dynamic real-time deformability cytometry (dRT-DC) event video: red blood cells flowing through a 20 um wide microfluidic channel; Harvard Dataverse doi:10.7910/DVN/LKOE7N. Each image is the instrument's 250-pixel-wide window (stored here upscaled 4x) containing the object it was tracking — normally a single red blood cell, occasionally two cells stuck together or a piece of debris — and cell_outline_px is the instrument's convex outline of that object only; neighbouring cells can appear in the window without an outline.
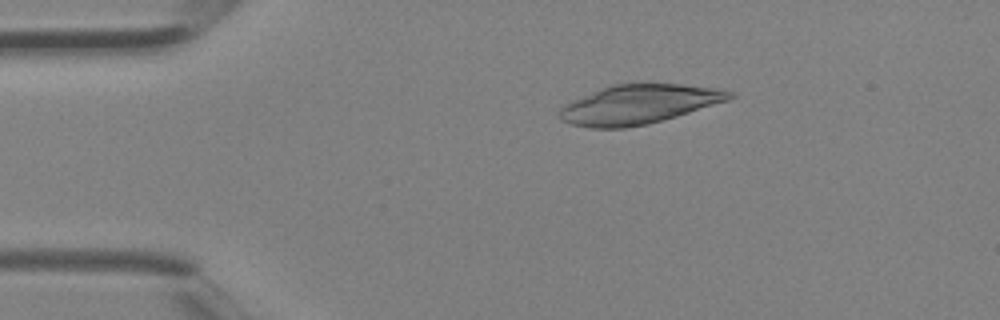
{"species": "Egyptian fruit bat (a non-hibernating species)", "species_latin": "Rousettus aegyptiacus", "temperature_condition": "room temperature", "stored_images_in_passage": 3, "camera_frame_rate_fps": 3000, "um_per_image_px": 0.085, "animal": {"sex": "female"}, "frame": {"image": 1, "passage_image": 3, "time_ms": 0.667, "image_size_px": [1000, 320], "cell_outline_px": [[736, 96], [728, 100], [676, 116], [648, 124], [624, 128], [592, 128], [572, 124], [560, 120], [556, 112], [564, 104], [572, 100], [600, 88], [612, 84], [680, 84], [720, 88], [736, 92]], "centroid_in_image_um": [54.28, 8.87], "position_along_channel_um": 30.7, "area_um2": 38.96}}